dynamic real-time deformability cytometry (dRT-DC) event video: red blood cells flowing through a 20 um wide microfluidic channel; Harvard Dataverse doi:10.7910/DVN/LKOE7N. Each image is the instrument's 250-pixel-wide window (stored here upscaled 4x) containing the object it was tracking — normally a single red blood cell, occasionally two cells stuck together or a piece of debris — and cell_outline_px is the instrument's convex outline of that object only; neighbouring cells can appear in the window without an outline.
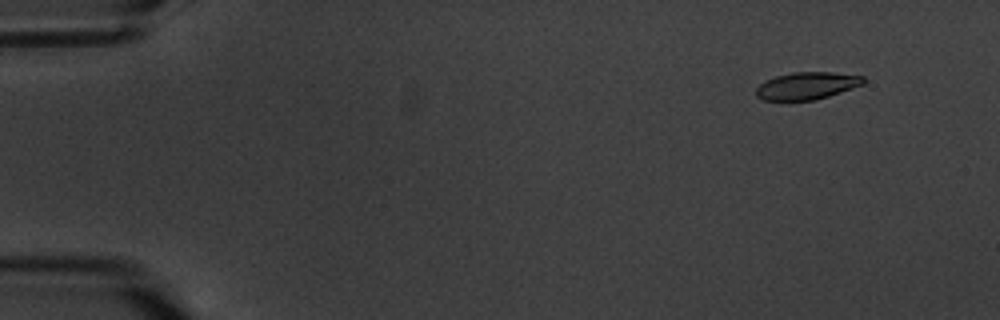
{"species": "common noctule bat (a hibernating species)", "species_latin": "Nyctalus noctula", "temperature_condition": "warm", "stored_images_in_passage": 5, "camera_frame_rate_fps": 3000, "um_per_image_px": 0.085, "animal": {"sex": "male", "body_mass_g": 20.1, "forearm_length_mm": 53.5}, "frame": {"image": 1, "passage_image": 2, "time_ms": 1.333, "image_size_px": [1000, 320], "cell_outline_px": [[864, 84], [816, 100], [764, 100], [756, 96], [756, 88], [764, 80], [776, 76], [792, 72], [832, 72], [864, 76]], "centroid_in_image_um": [68.57, 7.28], "position_along_channel_um": 16.4, "area_um2": 17.05}}
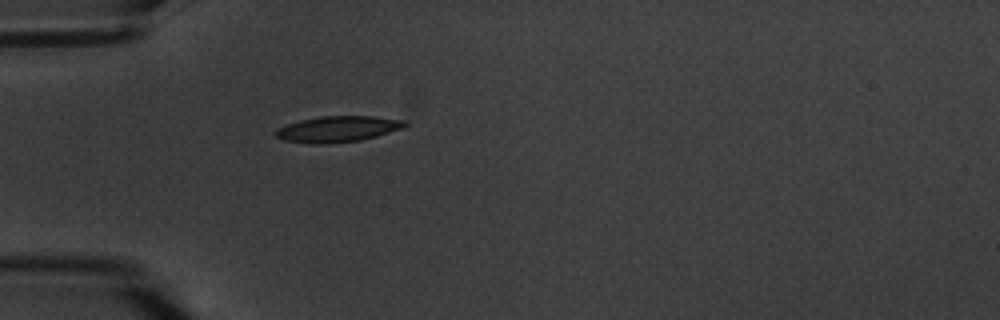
{"frame": {"image": 2, "passage_image": 5, "time_ms": 5.667, "image_size_px": [1000, 320], "cell_outline_px": [[408, 124], [404, 128], [376, 136], [360, 140], [324, 144], [312, 144], [284, 140], [276, 136], [276, 132], [280, 128], [288, 124], [300, 120], [320, 116], [372, 116], [408, 120]], "centroid_in_image_um": [28.78, 10.96], "position_along_channel_um": 56.2, "area_um2": 19.48}}